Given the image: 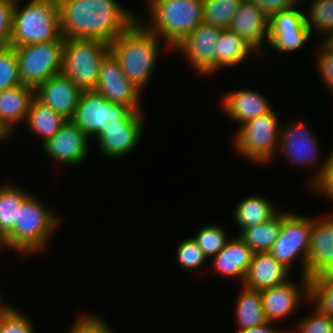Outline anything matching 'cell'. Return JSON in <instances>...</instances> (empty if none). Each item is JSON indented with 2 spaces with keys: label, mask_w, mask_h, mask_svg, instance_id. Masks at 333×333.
I'll return each instance as SVG.
<instances>
[{
  "label": "cell",
  "mask_w": 333,
  "mask_h": 333,
  "mask_svg": "<svg viewBox=\"0 0 333 333\" xmlns=\"http://www.w3.org/2000/svg\"><path fill=\"white\" fill-rule=\"evenodd\" d=\"M64 38L97 39L112 43L138 15L117 0H57Z\"/></svg>",
  "instance_id": "cell-1"
},
{
  "label": "cell",
  "mask_w": 333,
  "mask_h": 333,
  "mask_svg": "<svg viewBox=\"0 0 333 333\" xmlns=\"http://www.w3.org/2000/svg\"><path fill=\"white\" fill-rule=\"evenodd\" d=\"M163 40L150 32L138 19L109 44L128 80L143 92L159 58ZM142 90V91H141Z\"/></svg>",
  "instance_id": "cell-2"
},
{
  "label": "cell",
  "mask_w": 333,
  "mask_h": 333,
  "mask_svg": "<svg viewBox=\"0 0 333 333\" xmlns=\"http://www.w3.org/2000/svg\"><path fill=\"white\" fill-rule=\"evenodd\" d=\"M147 5L149 21L139 15L138 20L163 40L166 50H173L204 22L203 0H147Z\"/></svg>",
  "instance_id": "cell-3"
},
{
  "label": "cell",
  "mask_w": 333,
  "mask_h": 333,
  "mask_svg": "<svg viewBox=\"0 0 333 333\" xmlns=\"http://www.w3.org/2000/svg\"><path fill=\"white\" fill-rule=\"evenodd\" d=\"M32 194L18 210L12 233L3 241L4 248L24 257L42 252L48 246L50 235L59 227L60 217Z\"/></svg>",
  "instance_id": "cell-4"
},
{
  "label": "cell",
  "mask_w": 333,
  "mask_h": 333,
  "mask_svg": "<svg viewBox=\"0 0 333 333\" xmlns=\"http://www.w3.org/2000/svg\"><path fill=\"white\" fill-rule=\"evenodd\" d=\"M19 1L13 10L9 46L52 42L62 37L57 0H29L23 8Z\"/></svg>",
  "instance_id": "cell-5"
},
{
  "label": "cell",
  "mask_w": 333,
  "mask_h": 333,
  "mask_svg": "<svg viewBox=\"0 0 333 333\" xmlns=\"http://www.w3.org/2000/svg\"><path fill=\"white\" fill-rule=\"evenodd\" d=\"M109 43L97 39L65 38L61 73L82 91L94 90Z\"/></svg>",
  "instance_id": "cell-6"
},
{
  "label": "cell",
  "mask_w": 333,
  "mask_h": 333,
  "mask_svg": "<svg viewBox=\"0 0 333 333\" xmlns=\"http://www.w3.org/2000/svg\"><path fill=\"white\" fill-rule=\"evenodd\" d=\"M234 136V149L253 164L271 161L278 148L281 125L273 109L238 126Z\"/></svg>",
  "instance_id": "cell-7"
},
{
  "label": "cell",
  "mask_w": 333,
  "mask_h": 333,
  "mask_svg": "<svg viewBox=\"0 0 333 333\" xmlns=\"http://www.w3.org/2000/svg\"><path fill=\"white\" fill-rule=\"evenodd\" d=\"M137 110L111 103L103 95L81 91L75 115L71 119L90 138H97L106 128L124 125Z\"/></svg>",
  "instance_id": "cell-8"
},
{
  "label": "cell",
  "mask_w": 333,
  "mask_h": 333,
  "mask_svg": "<svg viewBox=\"0 0 333 333\" xmlns=\"http://www.w3.org/2000/svg\"><path fill=\"white\" fill-rule=\"evenodd\" d=\"M65 38L14 47L21 84L36 89L51 76L61 73Z\"/></svg>",
  "instance_id": "cell-9"
},
{
  "label": "cell",
  "mask_w": 333,
  "mask_h": 333,
  "mask_svg": "<svg viewBox=\"0 0 333 333\" xmlns=\"http://www.w3.org/2000/svg\"><path fill=\"white\" fill-rule=\"evenodd\" d=\"M313 218L282 212V226L278 239L269 253L287 269H292L296 259L302 264L301 275L306 277L308 251L310 248ZM295 260V261H294Z\"/></svg>",
  "instance_id": "cell-10"
},
{
  "label": "cell",
  "mask_w": 333,
  "mask_h": 333,
  "mask_svg": "<svg viewBox=\"0 0 333 333\" xmlns=\"http://www.w3.org/2000/svg\"><path fill=\"white\" fill-rule=\"evenodd\" d=\"M299 6L295 5L269 17L267 44L270 49L291 53L309 41L311 34L306 25L305 12Z\"/></svg>",
  "instance_id": "cell-11"
},
{
  "label": "cell",
  "mask_w": 333,
  "mask_h": 333,
  "mask_svg": "<svg viewBox=\"0 0 333 333\" xmlns=\"http://www.w3.org/2000/svg\"><path fill=\"white\" fill-rule=\"evenodd\" d=\"M222 29L202 22L174 49L185 56L190 67L203 77L215 73V50Z\"/></svg>",
  "instance_id": "cell-12"
},
{
  "label": "cell",
  "mask_w": 333,
  "mask_h": 333,
  "mask_svg": "<svg viewBox=\"0 0 333 333\" xmlns=\"http://www.w3.org/2000/svg\"><path fill=\"white\" fill-rule=\"evenodd\" d=\"M111 103L121 104L130 110L143 111L141 92L128 80L118 60L110 52L101 64L97 84L93 90Z\"/></svg>",
  "instance_id": "cell-13"
},
{
  "label": "cell",
  "mask_w": 333,
  "mask_h": 333,
  "mask_svg": "<svg viewBox=\"0 0 333 333\" xmlns=\"http://www.w3.org/2000/svg\"><path fill=\"white\" fill-rule=\"evenodd\" d=\"M318 147L316 135L314 136L302 120L292 121L286 128L281 125L276 153L281 152L283 158L293 165L315 169L314 166L320 164Z\"/></svg>",
  "instance_id": "cell-14"
},
{
  "label": "cell",
  "mask_w": 333,
  "mask_h": 333,
  "mask_svg": "<svg viewBox=\"0 0 333 333\" xmlns=\"http://www.w3.org/2000/svg\"><path fill=\"white\" fill-rule=\"evenodd\" d=\"M300 284L287 280L275 287L260 291L262 306L267 321L287 318L297 310L301 302L310 300V279L301 276Z\"/></svg>",
  "instance_id": "cell-15"
},
{
  "label": "cell",
  "mask_w": 333,
  "mask_h": 333,
  "mask_svg": "<svg viewBox=\"0 0 333 333\" xmlns=\"http://www.w3.org/2000/svg\"><path fill=\"white\" fill-rule=\"evenodd\" d=\"M89 139L77 124L66 120L59 131L42 144V149L55 162L69 166L80 165L88 156Z\"/></svg>",
  "instance_id": "cell-16"
},
{
  "label": "cell",
  "mask_w": 333,
  "mask_h": 333,
  "mask_svg": "<svg viewBox=\"0 0 333 333\" xmlns=\"http://www.w3.org/2000/svg\"><path fill=\"white\" fill-rule=\"evenodd\" d=\"M333 275V213L313 218L306 277Z\"/></svg>",
  "instance_id": "cell-17"
},
{
  "label": "cell",
  "mask_w": 333,
  "mask_h": 333,
  "mask_svg": "<svg viewBox=\"0 0 333 333\" xmlns=\"http://www.w3.org/2000/svg\"><path fill=\"white\" fill-rule=\"evenodd\" d=\"M143 111H137L124 125H113L106 128L96 139L103 156L119 159L130 154L144 132Z\"/></svg>",
  "instance_id": "cell-18"
},
{
  "label": "cell",
  "mask_w": 333,
  "mask_h": 333,
  "mask_svg": "<svg viewBox=\"0 0 333 333\" xmlns=\"http://www.w3.org/2000/svg\"><path fill=\"white\" fill-rule=\"evenodd\" d=\"M81 89L62 73L51 76L35 89V97L66 120L76 111Z\"/></svg>",
  "instance_id": "cell-19"
},
{
  "label": "cell",
  "mask_w": 333,
  "mask_h": 333,
  "mask_svg": "<svg viewBox=\"0 0 333 333\" xmlns=\"http://www.w3.org/2000/svg\"><path fill=\"white\" fill-rule=\"evenodd\" d=\"M269 17L250 0H242L229 29L241 36L257 52H261L268 39ZM266 42V43H265Z\"/></svg>",
  "instance_id": "cell-20"
},
{
  "label": "cell",
  "mask_w": 333,
  "mask_h": 333,
  "mask_svg": "<svg viewBox=\"0 0 333 333\" xmlns=\"http://www.w3.org/2000/svg\"><path fill=\"white\" fill-rule=\"evenodd\" d=\"M221 97L222 111L240 125L272 110L270 103L257 90L235 89Z\"/></svg>",
  "instance_id": "cell-21"
},
{
  "label": "cell",
  "mask_w": 333,
  "mask_h": 333,
  "mask_svg": "<svg viewBox=\"0 0 333 333\" xmlns=\"http://www.w3.org/2000/svg\"><path fill=\"white\" fill-rule=\"evenodd\" d=\"M290 270L269 252L254 253L243 286L262 291L282 284L289 279Z\"/></svg>",
  "instance_id": "cell-22"
},
{
  "label": "cell",
  "mask_w": 333,
  "mask_h": 333,
  "mask_svg": "<svg viewBox=\"0 0 333 333\" xmlns=\"http://www.w3.org/2000/svg\"><path fill=\"white\" fill-rule=\"evenodd\" d=\"M254 252L238 235L228 240L224 248L212 257V268L223 277L236 278L242 285Z\"/></svg>",
  "instance_id": "cell-23"
},
{
  "label": "cell",
  "mask_w": 333,
  "mask_h": 333,
  "mask_svg": "<svg viewBox=\"0 0 333 333\" xmlns=\"http://www.w3.org/2000/svg\"><path fill=\"white\" fill-rule=\"evenodd\" d=\"M35 89L28 85H17L0 92V126L11 137L13 130L25 122Z\"/></svg>",
  "instance_id": "cell-24"
},
{
  "label": "cell",
  "mask_w": 333,
  "mask_h": 333,
  "mask_svg": "<svg viewBox=\"0 0 333 333\" xmlns=\"http://www.w3.org/2000/svg\"><path fill=\"white\" fill-rule=\"evenodd\" d=\"M215 48V72L239 65L249 55L259 53L229 28L222 29Z\"/></svg>",
  "instance_id": "cell-25"
},
{
  "label": "cell",
  "mask_w": 333,
  "mask_h": 333,
  "mask_svg": "<svg viewBox=\"0 0 333 333\" xmlns=\"http://www.w3.org/2000/svg\"><path fill=\"white\" fill-rule=\"evenodd\" d=\"M278 213L270 200L259 195H250L235 207L233 218L240 229H250L271 220Z\"/></svg>",
  "instance_id": "cell-26"
},
{
  "label": "cell",
  "mask_w": 333,
  "mask_h": 333,
  "mask_svg": "<svg viewBox=\"0 0 333 333\" xmlns=\"http://www.w3.org/2000/svg\"><path fill=\"white\" fill-rule=\"evenodd\" d=\"M65 121L64 117L34 97L25 123L34 135L42 138V144H44L59 131Z\"/></svg>",
  "instance_id": "cell-27"
},
{
  "label": "cell",
  "mask_w": 333,
  "mask_h": 333,
  "mask_svg": "<svg viewBox=\"0 0 333 333\" xmlns=\"http://www.w3.org/2000/svg\"><path fill=\"white\" fill-rule=\"evenodd\" d=\"M31 195L18 185H0V240L3 242L14 230L18 210Z\"/></svg>",
  "instance_id": "cell-28"
},
{
  "label": "cell",
  "mask_w": 333,
  "mask_h": 333,
  "mask_svg": "<svg viewBox=\"0 0 333 333\" xmlns=\"http://www.w3.org/2000/svg\"><path fill=\"white\" fill-rule=\"evenodd\" d=\"M241 286L242 291L239 293L234 306L236 329L242 330L266 323L260 291Z\"/></svg>",
  "instance_id": "cell-29"
},
{
  "label": "cell",
  "mask_w": 333,
  "mask_h": 333,
  "mask_svg": "<svg viewBox=\"0 0 333 333\" xmlns=\"http://www.w3.org/2000/svg\"><path fill=\"white\" fill-rule=\"evenodd\" d=\"M282 226V212L271 220L250 229H240L239 236L254 252H269L278 239Z\"/></svg>",
  "instance_id": "cell-30"
},
{
  "label": "cell",
  "mask_w": 333,
  "mask_h": 333,
  "mask_svg": "<svg viewBox=\"0 0 333 333\" xmlns=\"http://www.w3.org/2000/svg\"><path fill=\"white\" fill-rule=\"evenodd\" d=\"M312 1V2H311ZM305 12L306 25L312 36L313 30L325 34L326 38L333 32V0H311ZM308 13V14H307ZM314 28V29H313Z\"/></svg>",
  "instance_id": "cell-31"
},
{
  "label": "cell",
  "mask_w": 333,
  "mask_h": 333,
  "mask_svg": "<svg viewBox=\"0 0 333 333\" xmlns=\"http://www.w3.org/2000/svg\"><path fill=\"white\" fill-rule=\"evenodd\" d=\"M242 0H203L204 22L221 29L229 28Z\"/></svg>",
  "instance_id": "cell-32"
},
{
  "label": "cell",
  "mask_w": 333,
  "mask_h": 333,
  "mask_svg": "<svg viewBox=\"0 0 333 333\" xmlns=\"http://www.w3.org/2000/svg\"><path fill=\"white\" fill-rule=\"evenodd\" d=\"M310 305L322 314L333 317V275L310 279Z\"/></svg>",
  "instance_id": "cell-33"
},
{
  "label": "cell",
  "mask_w": 333,
  "mask_h": 333,
  "mask_svg": "<svg viewBox=\"0 0 333 333\" xmlns=\"http://www.w3.org/2000/svg\"><path fill=\"white\" fill-rule=\"evenodd\" d=\"M227 234L220 225L208 224L203 226L193 239L197 242L198 247L203 251L207 259L216 256L227 244Z\"/></svg>",
  "instance_id": "cell-34"
},
{
  "label": "cell",
  "mask_w": 333,
  "mask_h": 333,
  "mask_svg": "<svg viewBox=\"0 0 333 333\" xmlns=\"http://www.w3.org/2000/svg\"><path fill=\"white\" fill-rule=\"evenodd\" d=\"M20 84L18 60L14 47L0 46V92Z\"/></svg>",
  "instance_id": "cell-35"
},
{
  "label": "cell",
  "mask_w": 333,
  "mask_h": 333,
  "mask_svg": "<svg viewBox=\"0 0 333 333\" xmlns=\"http://www.w3.org/2000/svg\"><path fill=\"white\" fill-rule=\"evenodd\" d=\"M314 171L316 172L310 176L309 181L312 191L333 202V148L326 160Z\"/></svg>",
  "instance_id": "cell-36"
},
{
  "label": "cell",
  "mask_w": 333,
  "mask_h": 333,
  "mask_svg": "<svg viewBox=\"0 0 333 333\" xmlns=\"http://www.w3.org/2000/svg\"><path fill=\"white\" fill-rule=\"evenodd\" d=\"M28 317L13 305H6L0 311V333H35Z\"/></svg>",
  "instance_id": "cell-37"
},
{
  "label": "cell",
  "mask_w": 333,
  "mask_h": 333,
  "mask_svg": "<svg viewBox=\"0 0 333 333\" xmlns=\"http://www.w3.org/2000/svg\"><path fill=\"white\" fill-rule=\"evenodd\" d=\"M176 260L181 268L192 271L200 268L207 261L203 251L193 237L183 240L176 249Z\"/></svg>",
  "instance_id": "cell-38"
},
{
  "label": "cell",
  "mask_w": 333,
  "mask_h": 333,
  "mask_svg": "<svg viewBox=\"0 0 333 333\" xmlns=\"http://www.w3.org/2000/svg\"><path fill=\"white\" fill-rule=\"evenodd\" d=\"M311 315L298 321L295 333H333V317L322 314L317 308H313Z\"/></svg>",
  "instance_id": "cell-39"
},
{
  "label": "cell",
  "mask_w": 333,
  "mask_h": 333,
  "mask_svg": "<svg viewBox=\"0 0 333 333\" xmlns=\"http://www.w3.org/2000/svg\"><path fill=\"white\" fill-rule=\"evenodd\" d=\"M67 333H114L100 316L83 314L77 317Z\"/></svg>",
  "instance_id": "cell-40"
},
{
  "label": "cell",
  "mask_w": 333,
  "mask_h": 333,
  "mask_svg": "<svg viewBox=\"0 0 333 333\" xmlns=\"http://www.w3.org/2000/svg\"><path fill=\"white\" fill-rule=\"evenodd\" d=\"M322 43V44H321ZM318 47V58L316 67L320 72V78L333 92V51L328 48L323 42Z\"/></svg>",
  "instance_id": "cell-41"
},
{
  "label": "cell",
  "mask_w": 333,
  "mask_h": 333,
  "mask_svg": "<svg viewBox=\"0 0 333 333\" xmlns=\"http://www.w3.org/2000/svg\"><path fill=\"white\" fill-rule=\"evenodd\" d=\"M15 0H0V46L9 44Z\"/></svg>",
  "instance_id": "cell-42"
},
{
  "label": "cell",
  "mask_w": 333,
  "mask_h": 333,
  "mask_svg": "<svg viewBox=\"0 0 333 333\" xmlns=\"http://www.w3.org/2000/svg\"><path fill=\"white\" fill-rule=\"evenodd\" d=\"M270 17L272 14L303 3L302 0H250Z\"/></svg>",
  "instance_id": "cell-43"
},
{
  "label": "cell",
  "mask_w": 333,
  "mask_h": 333,
  "mask_svg": "<svg viewBox=\"0 0 333 333\" xmlns=\"http://www.w3.org/2000/svg\"><path fill=\"white\" fill-rule=\"evenodd\" d=\"M273 323L275 322L267 321L266 323L259 326L237 330V333H279V330L277 331L275 329L276 327H272Z\"/></svg>",
  "instance_id": "cell-44"
},
{
  "label": "cell",
  "mask_w": 333,
  "mask_h": 333,
  "mask_svg": "<svg viewBox=\"0 0 333 333\" xmlns=\"http://www.w3.org/2000/svg\"><path fill=\"white\" fill-rule=\"evenodd\" d=\"M328 48L333 51V32L329 34L324 40H321Z\"/></svg>",
  "instance_id": "cell-45"
},
{
  "label": "cell",
  "mask_w": 333,
  "mask_h": 333,
  "mask_svg": "<svg viewBox=\"0 0 333 333\" xmlns=\"http://www.w3.org/2000/svg\"><path fill=\"white\" fill-rule=\"evenodd\" d=\"M9 135L2 129V127L0 126V142L2 140H7L8 138L10 139V137H8ZM7 138V139H6Z\"/></svg>",
  "instance_id": "cell-46"
},
{
  "label": "cell",
  "mask_w": 333,
  "mask_h": 333,
  "mask_svg": "<svg viewBox=\"0 0 333 333\" xmlns=\"http://www.w3.org/2000/svg\"><path fill=\"white\" fill-rule=\"evenodd\" d=\"M3 300L4 299H2L1 294H0V311L7 305V304H5V302Z\"/></svg>",
  "instance_id": "cell-47"
},
{
  "label": "cell",
  "mask_w": 333,
  "mask_h": 333,
  "mask_svg": "<svg viewBox=\"0 0 333 333\" xmlns=\"http://www.w3.org/2000/svg\"><path fill=\"white\" fill-rule=\"evenodd\" d=\"M4 247L3 242L0 240V248Z\"/></svg>",
  "instance_id": "cell-48"
}]
</instances>
